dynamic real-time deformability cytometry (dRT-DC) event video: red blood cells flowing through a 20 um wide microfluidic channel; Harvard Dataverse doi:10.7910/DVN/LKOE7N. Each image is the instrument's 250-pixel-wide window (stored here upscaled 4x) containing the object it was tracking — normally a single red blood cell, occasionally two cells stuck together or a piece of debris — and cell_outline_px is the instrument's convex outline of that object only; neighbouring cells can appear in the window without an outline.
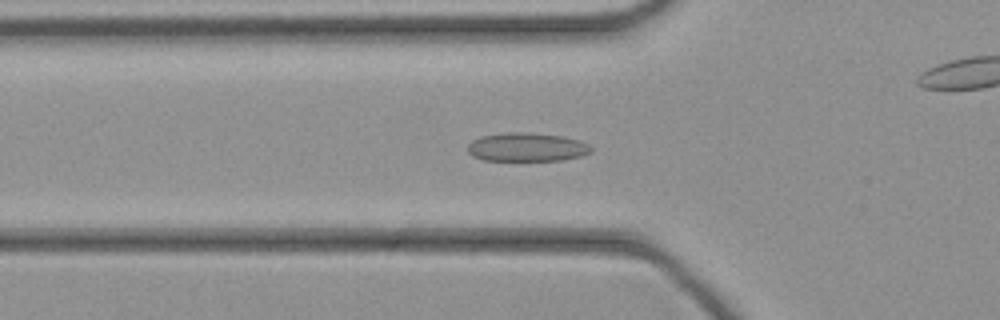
{"species": "common noctule bat (a hibernating species)", "species_latin": "Nyctalus noctula", "temperature_condition": "cold", "stored_images_in_passage": 43, "camera_frame_rate_fps": 3000, "um_per_image_px": 0.085, "animal": {"sex": "female", "body_mass_g": 21.9}, "frame": {"image": 1, "passage_image": 12, "time_ms": 3.667, "image_size_px": [1000, 320], "cell_outline_px": [[592, 152], [580, 156], [560, 160], [484, 160], [472, 156], [468, 152], [468, 144], [472, 140], [480, 136], [508, 132], [528, 132], [560, 136], [576, 140], [588, 144], [592, 148]], "centroid_in_image_um": [44.74, 12.5], "position_along_channel_um": 81.1, "area_um2": 20.46}}
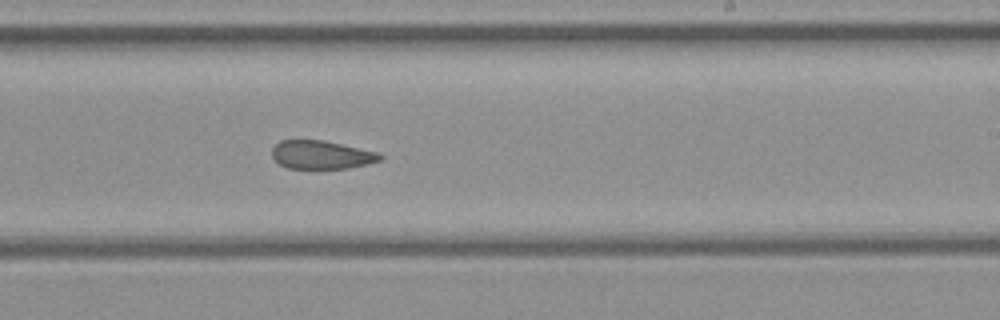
{"frame": {"image": 2, "passage_image": 24, "time_ms": 7.667, "image_size_px": [1000, 320], "cell_outline_px": [[384, 156], [380, 160], [368, 164], [348, 168], [288, 168], [280, 164], [272, 156], [272, 148], [280, 140], [324, 140], [376, 152]], "centroid_in_image_um": [27.31, 13.15], "position_along_channel_um": 261.7, "area_um2": 17.69}}
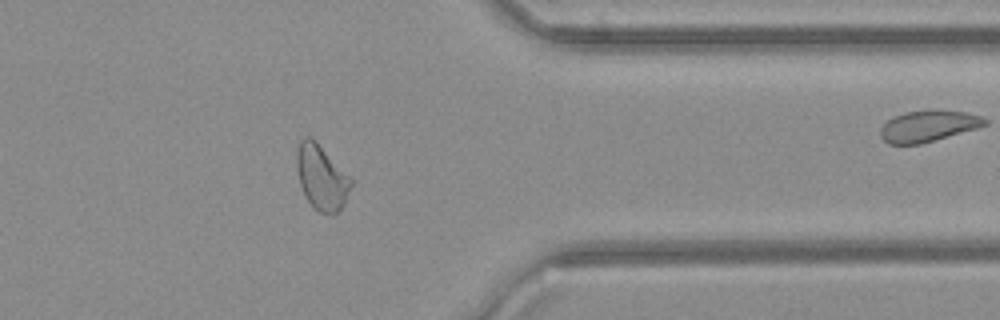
{"frame": {"image": 3, "passage_image": 33, "time_ms": 10.667, "image_size_px": [1000, 320], "cell_outline_px": [[352, 184], [344, 204], [340, 212], [332, 216], [320, 212], [312, 208], [304, 196], [300, 184], [296, 168], [296, 152], [300, 140], [304, 136], [312, 136], [352, 176]], "centroid_in_image_um": [27.34, 15.07], "position_along_channel_um": 384.1, "area_um2": 21.39}}